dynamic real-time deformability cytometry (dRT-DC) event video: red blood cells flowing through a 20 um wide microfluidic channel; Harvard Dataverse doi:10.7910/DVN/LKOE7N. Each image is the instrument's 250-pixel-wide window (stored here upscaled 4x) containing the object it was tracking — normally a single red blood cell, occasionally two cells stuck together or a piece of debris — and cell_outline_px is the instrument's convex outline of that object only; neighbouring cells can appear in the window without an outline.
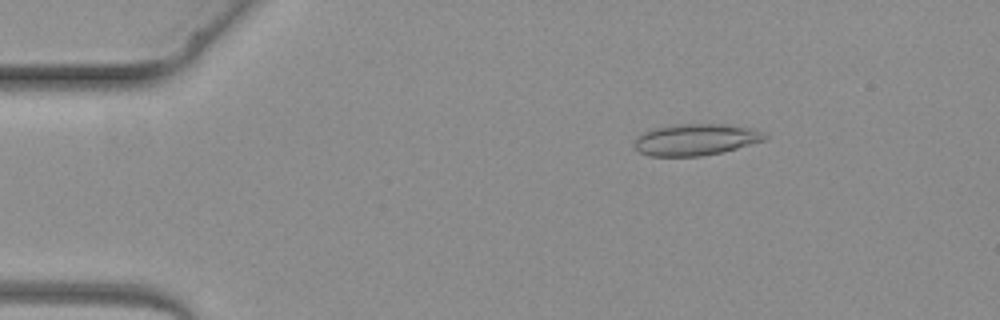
{"species": "common noctule bat (a hibernating species)", "species_latin": "Nyctalus noctula", "temperature_condition": "warm", "stored_images_in_passage": 5, "camera_frame_rate_fps": 3000, "um_per_image_px": 0.085, "animal": {"sex": "female", "body_mass_g": 19.3, "forearm_length_mm": 54.1}, "frame": {"image": 1, "passage_image": 2, "time_ms": 1.333, "image_size_px": [1000, 320], "cell_outline_px": [[768, 136], [764, 140], [736, 148], [720, 152], [700, 156], [648, 156], [640, 152], [636, 148], [636, 136], [640, 132], [652, 128], [676, 124], [724, 124], [756, 128], [764, 132]], "centroid_in_image_um": [59.13, 11.85], "position_along_channel_um": 25.9, "area_um2": 24.04}}
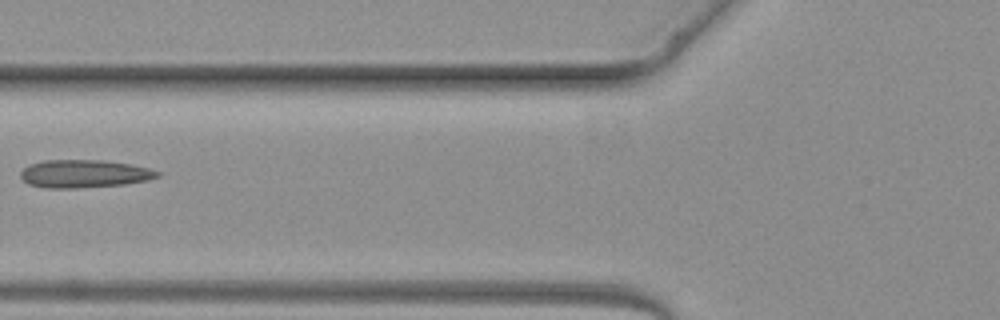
{"frame": {"image": 2, "passage_image": 5, "time_ms": 4.667, "image_size_px": [1000, 320], "cell_outline_px": [[160, 176], [148, 180], [124, 184], [76, 188], [44, 188], [28, 184], [20, 176], [20, 172], [28, 164], [44, 160], [104, 160], [128, 164], [148, 168], [160, 172]], "centroid_in_image_um": [7.12, 14.77], "position_along_channel_um": 118.7, "area_um2": 22.25}}